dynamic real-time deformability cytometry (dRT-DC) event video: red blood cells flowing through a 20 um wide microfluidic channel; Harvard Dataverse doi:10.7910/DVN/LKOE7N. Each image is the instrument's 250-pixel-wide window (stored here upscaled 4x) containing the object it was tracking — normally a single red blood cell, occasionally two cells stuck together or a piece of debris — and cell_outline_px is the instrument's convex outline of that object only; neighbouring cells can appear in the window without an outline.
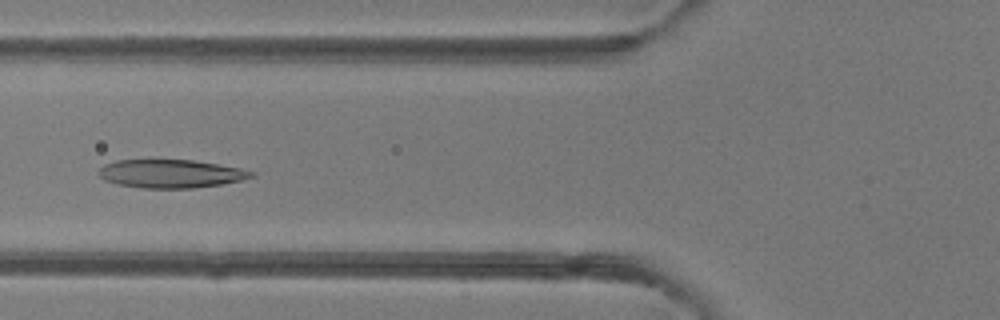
{"species": "common noctule bat (a hibernating species)", "species_latin": "Nyctalus noctula", "temperature_condition": "room temperature", "stored_images_in_passage": 5, "camera_frame_rate_fps": 3000, "um_per_image_px": 0.085, "animal": {"sex": "female"}, "frame": {"image": 1, "passage_image": 5, "time_ms": 4.333, "image_size_px": [1000, 320], "cell_outline_px": [[256, 176], [240, 180], [220, 184], [192, 188], [144, 188], [116, 184], [104, 180], [96, 172], [104, 164], [116, 160], [192, 160], [240, 168], [256, 172]], "centroid_in_image_um": [14.48, 14.76], "position_along_channel_um": 111.3, "area_um2": 25.14}}